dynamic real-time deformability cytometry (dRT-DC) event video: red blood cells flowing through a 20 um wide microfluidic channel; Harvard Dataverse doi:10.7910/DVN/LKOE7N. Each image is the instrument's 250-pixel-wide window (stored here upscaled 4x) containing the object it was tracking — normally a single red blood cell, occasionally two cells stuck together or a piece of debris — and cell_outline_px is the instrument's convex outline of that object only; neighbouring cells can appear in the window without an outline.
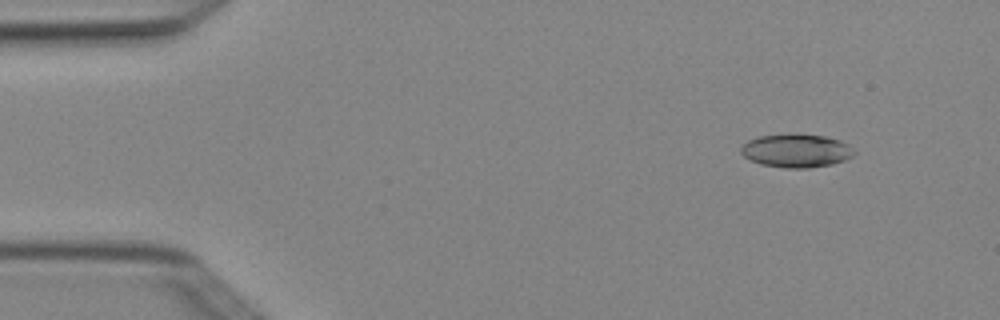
{"species": "Egyptian fruit bat (a non-hibernating species)", "species_latin": "Rousettus aegyptiacus", "temperature_condition": "cold", "stored_images_in_passage": 5, "camera_frame_rate_fps": 3000, "um_per_image_px": 0.085, "animal": {"sex": "female"}, "frame": {"image": 1, "passage_image": 2, "time_ms": 0.333, "image_size_px": [1000, 320], "cell_outline_px": [[856, 152], [852, 156], [844, 160], [832, 164], [808, 168], [784, 168], [760, 164], [744, 156], [740, 152], [740, 148], [748, 140], [760, 136], [788, 132], [796, 132], [824, 136], [840, 140], [848, 144]], "centroid_in_image_um": [67.68, 12.78], "position_along_channel_um": 17.3, "area_um2": 22.43}}
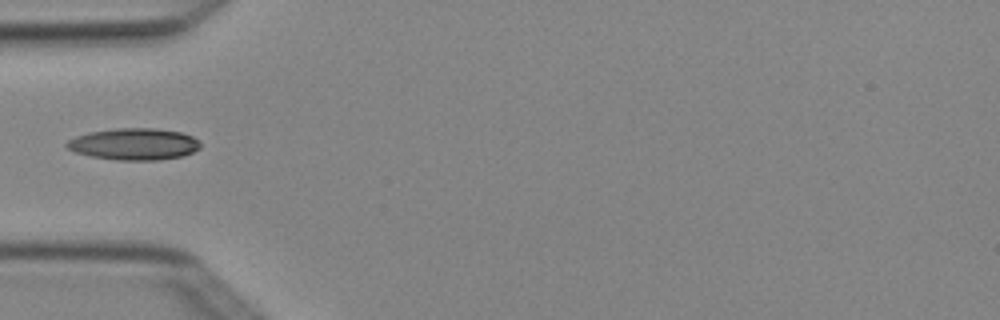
{"frame": {"image": 2, "passage_image": 4, "time_ms": 1.0, "image_size_px": [1000, 320], "cell_outline_px": [[200, 148], [192, 152], [180, 156], [160, 160], [116, 160], [92, 156], [76, 152], [68, 148], [64, 144], [68, 140], [76, 136], [92, 132], [116, 128], [152, 128], [180, 132], [192, 136], [200, 140]], "centroid_in_image_um": [11.41, 12.25], "position_along_channel_um": 73.6, "area_um2": 24.51}}
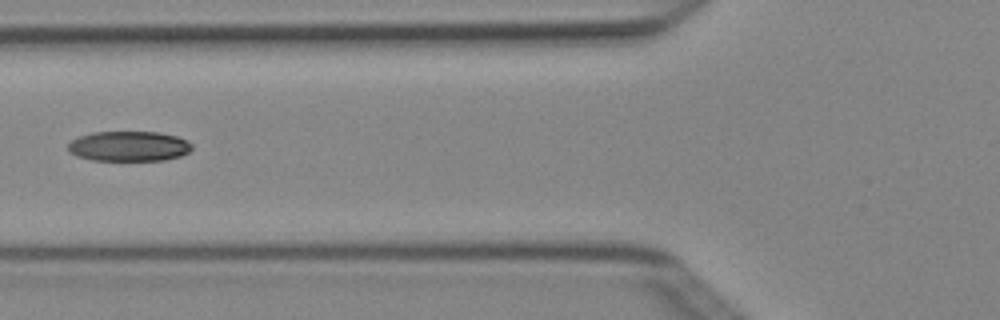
{"frame": {"image": 3, "passage_image": 5, "time_ms": 1.333, "image_size_px": [1000, 320], "cell_outline_px": [[192, 148], [188, 152], [180, 156], [164, 160], [92, 160], [76, 156], [68, 152], [68, 144], [72, 140], [80, 136], [92, 132], [160, 132], [176, 136], [188, 140], [192, 144]], "centroid_in_image_um": [10.95, 12.42], "position_along_channel_um": 114.8, "area_um2": 21.79}}